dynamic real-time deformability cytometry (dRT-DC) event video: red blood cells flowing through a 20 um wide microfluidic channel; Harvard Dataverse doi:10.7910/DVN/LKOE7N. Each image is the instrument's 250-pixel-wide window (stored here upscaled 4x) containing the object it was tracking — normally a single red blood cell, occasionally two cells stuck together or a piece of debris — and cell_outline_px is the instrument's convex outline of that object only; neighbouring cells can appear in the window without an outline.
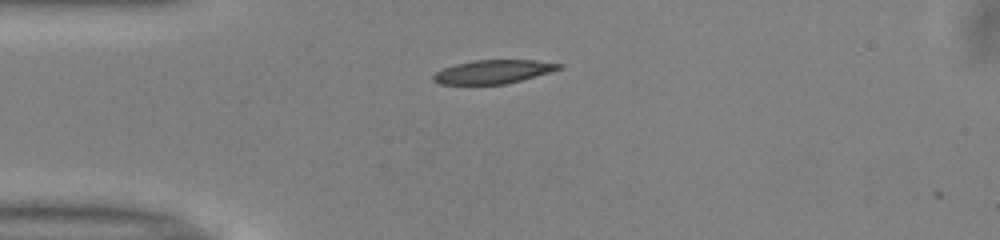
{"species": "common noctule bat (a hibernating species)", "species_latin": "Nyctalus noctula", "temperature_condition": "warm", "stored_images_in_passage": 3, "camera_frame_rate_fps": 3000, "um_per_image_px": 0.085, "animal": {"sex": "male", "body_mass_g": 13.0, "forearm_length_mm": 53.1}, "frame": {"image": 1, "passage_image": 1, "time_ms": 0.0, "image_size_px": [1000, 240], "cell_outline_px": [[564, 64], [560, 68], [548, 72], [508, 84], [440, 84], [432, 80], [432, 76], [436, 72], [444, 68], [456, 64], [472, 60], [532, 60]], "centroid_in_image_um": [41.88, 6.1], "position_along_channel_um": 43.1, "area_um2": 17.11}}